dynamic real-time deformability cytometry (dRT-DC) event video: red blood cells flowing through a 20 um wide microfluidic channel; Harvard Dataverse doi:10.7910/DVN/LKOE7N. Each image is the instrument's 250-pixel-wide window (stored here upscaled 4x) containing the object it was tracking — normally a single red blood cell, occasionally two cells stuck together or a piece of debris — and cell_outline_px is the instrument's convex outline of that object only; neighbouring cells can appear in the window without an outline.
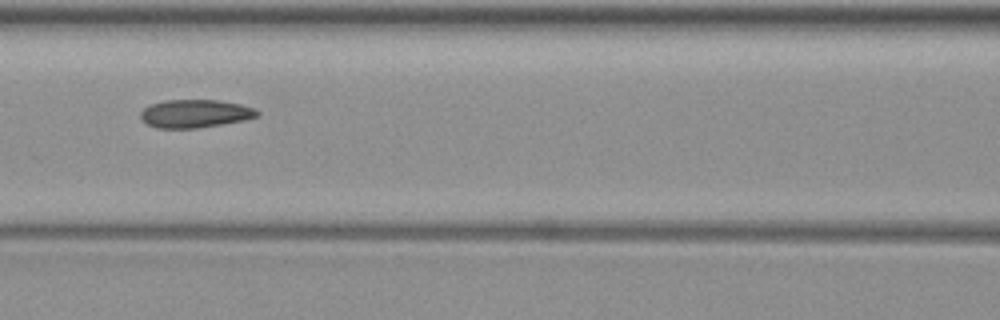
{"species": "common noctule bat (a hibernating species)", "species_latin": "Nyctalus noctula", "temperature_condition": "warm", "stored_images_in_passage": 7, "camera_frame_rate_fps": 3000, "um_per_image_px": 0.085, "animal": {"sex": "female", "body_mass_g": 19.3, "forearm_length_mm": 54.1}, "frame": {"image": 1, "passage_image": 7, "time_ms": 7.0, "image_size_px": [1000, 320], "cell_outline_px": [[260, 112], [256, 116], [244, 120], [200, 128], [156, 128], [148, 124], [140, 116], [140, 112], [144, 108], [152, 104], [164, 100], [220, 100], [240, 104], [256, 108]], "centroid_in_image_um": [16.6, 9.65], "position_along_channel_um": 150.0, "area_um2": 19.07}}